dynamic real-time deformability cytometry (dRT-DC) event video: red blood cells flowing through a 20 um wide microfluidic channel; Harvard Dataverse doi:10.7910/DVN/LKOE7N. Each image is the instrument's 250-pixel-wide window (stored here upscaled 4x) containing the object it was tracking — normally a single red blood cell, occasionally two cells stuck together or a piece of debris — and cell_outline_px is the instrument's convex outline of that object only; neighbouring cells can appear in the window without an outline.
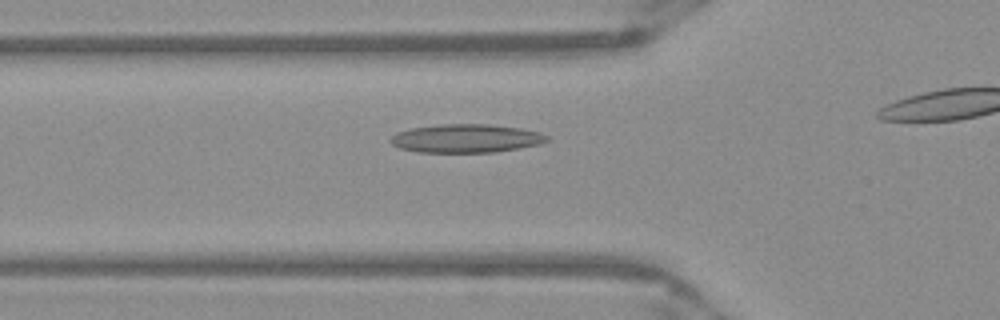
{"species": "Egyptian fruit bat (a non-hibernating species)", "species_latin": "Rousettus aegyptiacus", "temperature_condition": "warm", "stored_images_in_passage": 37, "camera_frame_rate_fps": 3000, "um_per_image_px": 0.085, "frame": {"image": 1, "passage_image": 13, "time_ms": 4.0, "image_size_px": [1000, 320], "cell_outline_px": [[552, 140], [540, 144], [520, 148], [496, 152], [420, 152], [400, 148], [392, 144], [388, 140], [396, 132], [408, 128], [440, 124], [488, 124], [520, 128], [540, 132], [548, 136]], "centroid_in_image_um": [39.63, 11.76], "position_along_channel_um": 86.2, "area_um2": 26.18}}
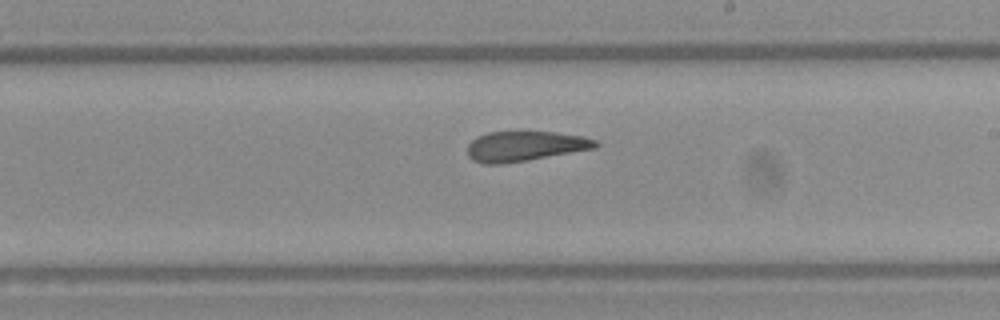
{"frame": {"image": 2, "passage_image": 25, "time_ms": 8.0, "image_size_px": [1000, 320], "cell_outline_px": [[600, 144], [596, 148], [528, 160], [500, 164], [484, 164], [472, 160], [468, 156], [468, 144], [476, 136], [488, 132], [556, 132], [584, 136], [596, 140]], "centroid_in_image_um": [44.62, 12.42], "position_along_channel_um": 244.4, "area_um2": 22.48}}
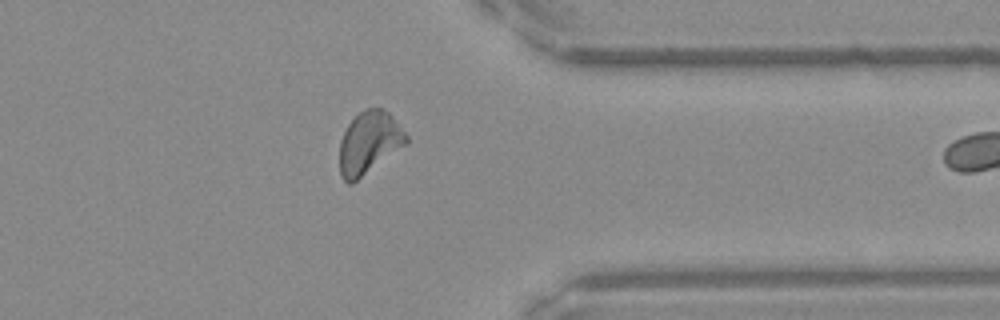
{"frame": {"image": 3, "passage_image": 36, "time_ms": 11.667, "image_size_px": [1000, 320], "cell_outline_px": [[408, 144], [352, 184], [348, 184], [340, 176], [340, 140], [348, 124], [364, 108], [380, 108], [388, 112], [392, 116], [408, 136]], "centroid_in_image_um": [31.38, 12.15], "position_along_channel_um": 380.0, "area_um2": 24.33}}